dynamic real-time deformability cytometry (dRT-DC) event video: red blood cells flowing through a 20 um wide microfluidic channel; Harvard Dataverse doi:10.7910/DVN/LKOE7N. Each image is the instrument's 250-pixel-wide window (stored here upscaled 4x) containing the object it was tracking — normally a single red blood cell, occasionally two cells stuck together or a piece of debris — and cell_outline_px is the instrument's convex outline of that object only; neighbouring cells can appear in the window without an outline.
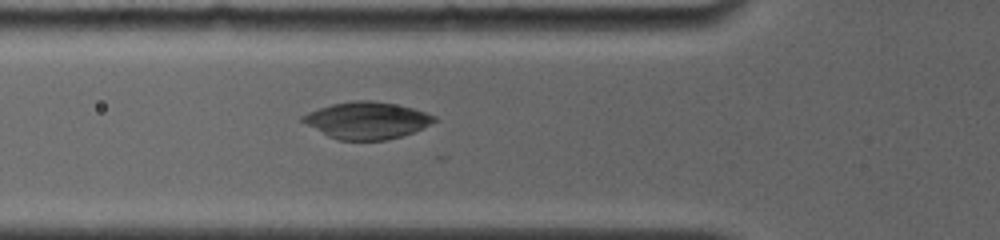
{"species": "common noctule bat (a hibernating species)", "species_latin": "Nyctalus noctula", "temperature_condition": "room temperature", "stored_images_in_passage": 5, "camera_frame_rate_fps": 4000, "um_per_image_px": 0.085, "animal": {"sex": "female", "body_mass_g": 19.0, "forearm_length_mm": 56.7}, "frame": {"image": 1, "passage_image": 5, "time_ms": 3.25, "image_size_px": [1000, 240], "cell_outline_px": [[436, 120], [412, 132], [388, 140], [340, 140], [328, 136], [300, 120], [300, 116], [308, 112], [332, 104], [352, 100], [372, 100], [412, 108], [436, 116]], "centroid_in_image_um": [31.14, 10.23], "position_along_channel_um": 94.7, "area_um2": 27.86}}